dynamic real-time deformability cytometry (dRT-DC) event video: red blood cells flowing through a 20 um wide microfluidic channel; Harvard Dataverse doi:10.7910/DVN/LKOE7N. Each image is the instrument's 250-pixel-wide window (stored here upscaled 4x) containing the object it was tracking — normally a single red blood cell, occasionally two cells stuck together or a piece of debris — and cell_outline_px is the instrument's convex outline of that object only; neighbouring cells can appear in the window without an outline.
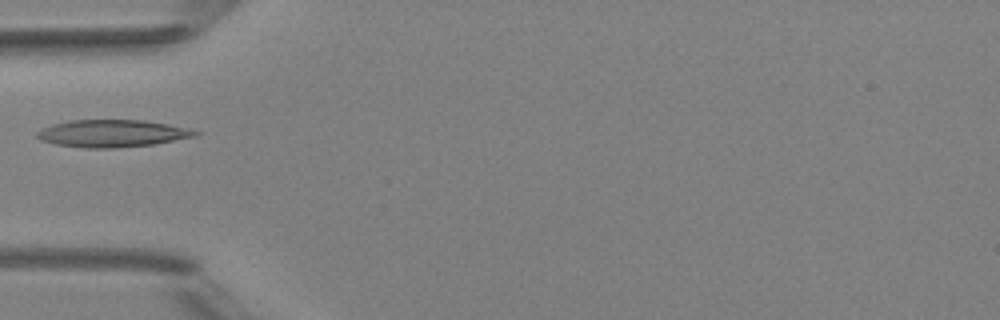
{"species": "Egyptian fruit bat (a non-hibernating species)", "species_latin": "Rousettus aegyptiacus", "temperature_condition": "room temperature", "stored_images_in_passage": 4, "camera_frame_rate_fps": 3000, "um_per_image_px": 0.085, "animal": {"sex": "female"}, "frame": {"image": 1, "passage_image": 3, "time_ms": 2.333, "image_size_px": [1000, 320], "cell_outline_px": [[200, 132], [196, 136], [152, 144], [116, 148], [84, 148], [56, 144], [40, 140], [36, 136], [36, 132], [52, 124], [68, 120], [144, 120], [168, 124], [188, 128]], "centroid_in_image_um": [9.51, 11.34], "position_along_channel_um": 75.5, "area_um2": 25.09}}
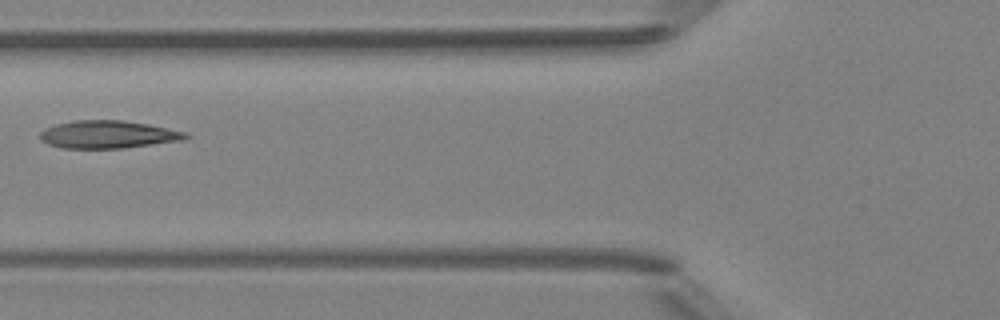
{"frame": {"image": 2, "passage_image": 4, "time_ms": 3.333, "image_size_px": [1000, 320], "cell_outline_px": [[192, 136], [184, 140], [120, 148], [60, 148], [48, 144], [40, 140], [40, 132], [44, 128], [56, 124], [72, 120], [124, 120], [148, 124], [188, 132]], "centroid_in_image_um": [9.18, 11.42], "position_along_channel_um": 116.6, "area_um2": 23.7}}